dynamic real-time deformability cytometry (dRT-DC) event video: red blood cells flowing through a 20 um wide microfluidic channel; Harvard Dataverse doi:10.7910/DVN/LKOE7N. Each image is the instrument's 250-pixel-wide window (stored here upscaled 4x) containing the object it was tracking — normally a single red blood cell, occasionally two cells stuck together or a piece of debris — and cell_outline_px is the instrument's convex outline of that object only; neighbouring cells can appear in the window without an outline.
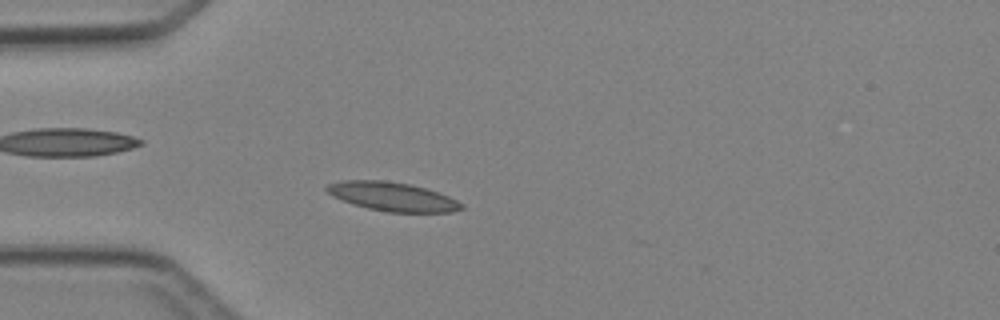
{"species": "Egyptian fruit bat (a non-hibernating species)", "species_latin": "Rousettus aegyptiacus", "temperature_condition": "cold", "stored_images_in_passage": 3, "camera_frame_rate_fps": 3000, "um_per_image_px": 0.085, "animal": {"sex": "female"}, "frame": {"image": 1, "passage_image": 3, "time_ms": 2.333, "image_size_px": [1000, 320], "cell_outline_px": [[464, 208], [452, 212], [388, 212], [368, 208], [352, 204], [332, 196], [324, 188], [328, 184], [344, 180], [384, 180], [412, 184], [448, 196], [464, 204]], "centroid_in_image_um": [33.35, 16.71], "position_along_channel_um": 51.7, "area_um2": 22.6}}